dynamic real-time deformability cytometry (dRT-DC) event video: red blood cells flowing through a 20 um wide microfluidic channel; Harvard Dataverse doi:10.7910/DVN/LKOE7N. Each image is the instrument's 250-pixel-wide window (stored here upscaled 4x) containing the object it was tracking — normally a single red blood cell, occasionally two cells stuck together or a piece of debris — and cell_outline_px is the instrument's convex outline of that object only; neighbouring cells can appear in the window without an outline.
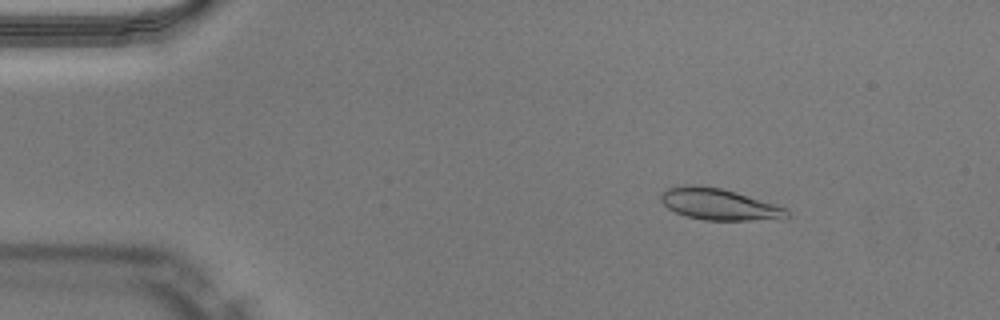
{"species": "Egyptian fruit bat (a non-hibernating species)", "species_latin": "Rousettus aegyptiacus", "temperature_condition": "warm", "stored_images_in_passage": 48, "camera_frame_rate_fps": 3000, "um_per_image_px": 0.085, "animal": {"sex": "male"}, "frame": {"image": 1, "passage_image": 6, "time_ms": 1.667, "image_size_px": [1000, 320], "cell_outline_px": [[792, 216], [788, 220], [704, 220], [688, 216], [676, 212], [668, 208], [660, 200], [660, 196], [668, 188], [684, 184], [692, 184], [720, 188], [736, 192], [788, 208]], "centroid_in_image_um": [61.23, 17.38], "position_along_channel_um": 23.8, "area_um2": 23.41}}
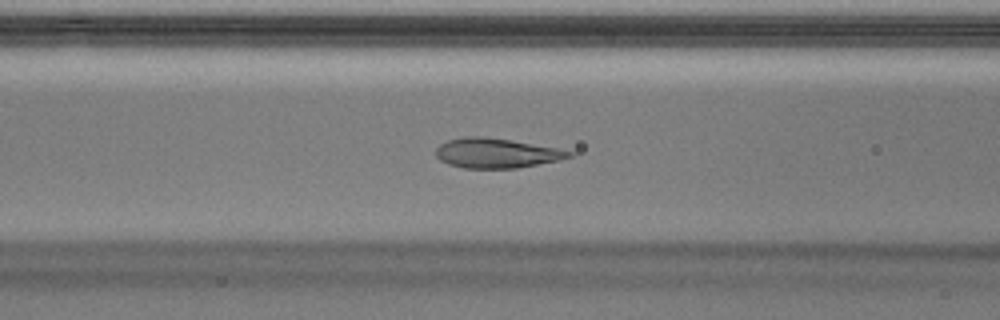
{"frame": {"image": 2, "passage_image": 19, "time_ms": 6.0, "image_size_px": [1000, 320], "cell_outline_px": [[576, 152], [572, 156], [560, 160], [516, 168], [464, 168], [448, 164], [440, 160], [436, 156], [436, 148], [440, 144], [448, 140], [464, 136], [484, 136], [556, 148]], "centroid_in_image_um": [42.17, 13.01], "position_along_channel_um": 124.4, "area_um2": 22.95}}
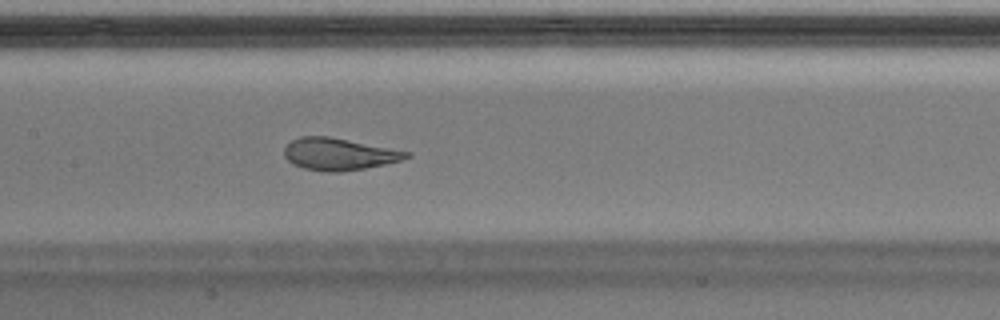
{"frame": {"image": 3, "passage_image": 23, "time_ms": 7.333, "image_size_px": [1000, 320], "cell_outline_px": [[412, 156], [400, 160], [384, 164], [364, 168], [340, 172], [324, 172], [304, 168], [292, 164], [284, 156], [284, 148], [292, 140], [300, 136], [328, 136], [412, 152]], "centroid_in_image_um": [28.8, 13.1], "position_along_channel_um": 178.6, "area_um2": 22.77}, "authors_computed_cell_mechanics": {"area_um2": 23.3801, "velocity_mm_per_s": 4.0475, "shape_relaxation_time_tau1_ms": 4.3103, "shape_relaxation_time_tau2_ms": null, "deformation_change_tau1": 0.1847, "deformation_change_tau2": null}}